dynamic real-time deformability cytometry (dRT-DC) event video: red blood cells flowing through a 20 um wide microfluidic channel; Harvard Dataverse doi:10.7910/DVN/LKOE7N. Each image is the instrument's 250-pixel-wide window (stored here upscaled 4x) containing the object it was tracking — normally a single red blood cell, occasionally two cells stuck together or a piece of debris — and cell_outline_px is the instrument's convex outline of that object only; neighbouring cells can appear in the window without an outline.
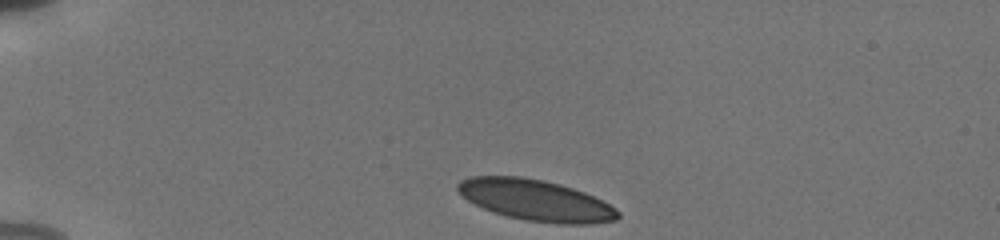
{"species": "human", "species_latin": "Homo sapiens", "temperature_condition": "cold", "stored_images_in_passage": 8, "camera_frame_rate_fps": 3000, "um_per_image_px": 0.085, "donor": {"sex": "male"}, "frame": {"image": 1, "passage_image": 1, "time_ms": 0.0, "image_size_px": [1000, 240], "cell_outline_px": [[620, 216], [616, 220], [592, 224], [560, 224], [528, 220], [508, 216], [484, 208], [468, 200], [456, 188], [456, 184], [460, 180], [472, 176], [520, 176], [544, 180], [560, 184], [584, 192], [616, 208], [620, 212]], "centroid_in_image_um": [45.56, 17.01], "position_along_channel_um": 39.4, "area_um2": 38.03}}
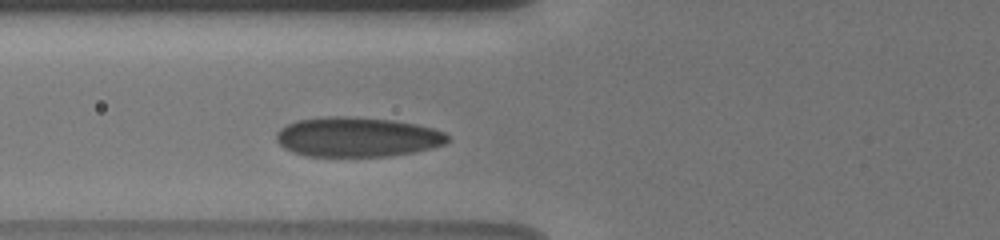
{"frame": {"image": 2, "passage_image": 8, "time_ms": 3.0, "image_size_px": [1000, 240], "cell_outline_px": [[448, 140], [444, 144], [412, 152], [388, 156], [304, 156], [292, 152], [284, 148], [276, 140], [276, 132], [280, 128], [296, 120], [320, 116], [352, 116], [392, 120], [416, 124], [432, 128], [444, 132], [448, 136]], "centroid_in_image_um": [30.3, 11.63], "position_along_channel_um": 95.5, "area_um2": 39.71}}